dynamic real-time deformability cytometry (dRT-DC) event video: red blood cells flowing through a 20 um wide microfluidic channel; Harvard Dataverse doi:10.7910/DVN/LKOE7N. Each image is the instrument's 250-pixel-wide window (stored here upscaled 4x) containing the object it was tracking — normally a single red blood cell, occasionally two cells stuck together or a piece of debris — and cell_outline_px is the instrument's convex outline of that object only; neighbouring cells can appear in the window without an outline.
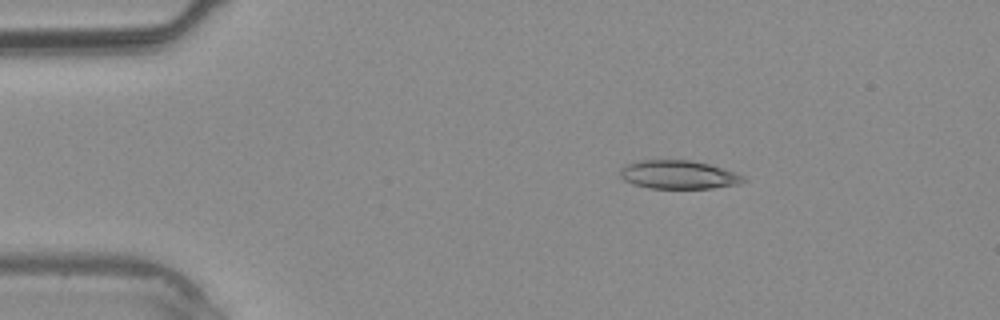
{"species": "common noctule bat (a hibernating species)", "species_latin": "Nyctalus noctula", "temperature_condition": "warm", "stored_images_in_passage": 33, "camera_frame_rate_fps": 3000, "um_per_image_px": 0.085, "animal": {"sex": "male", "body_mass_g": 20.4}, "frame": {"image": 1, "passage_image": 1, "time_ms": 0.0, "image_size_px": [1000, 320], "cell_outline_px": [[748, 180], [740, 184], [712, 188], [648, 188], [632, 184], [624, 180], [620, 176], [620, 168], [624, 164], [640, 160], [692, 160], [708, 164], [744, 176]], "centroid_in_image_um": [57.63, 14.85], "position_along_channel_um": 27.4, "area_um2": 20.52}}
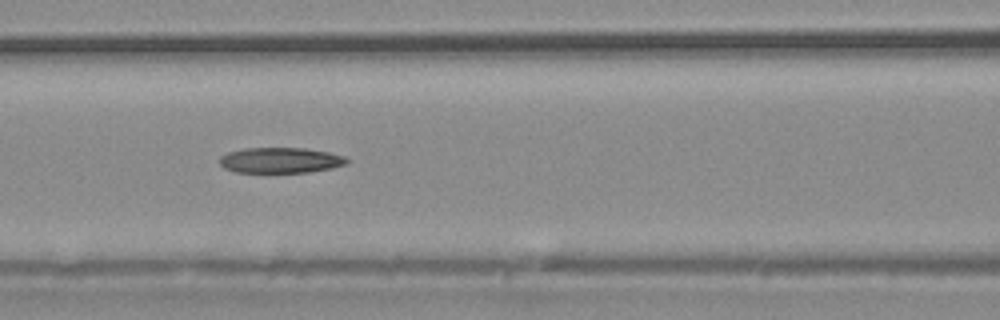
{"frame": {"image": 2, "passage_image": 11, "time_ms": 3.333, "image_size_px": [1000, 320], "cell_outline_px": [[352, 160], [348, 164], [332, 168], [308, 172], [236, 172], [224, 168], [220, 164], [220, 156], [228, 152], [244, 148], [304, 148], [328, 152], [344, 156]], "centroid_in_image_um": [23.87, 13.62], "position_along_channel_um": 142.7, "area_um2": 19.02}}
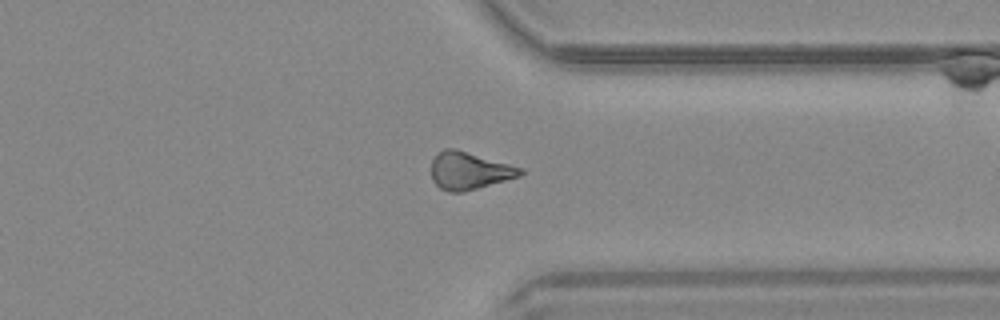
{"frame": {"image": 3, "passage_image": 24, "time_ms": 7.667, "image_size_px": [1000, 320], "cell_outline_px": [[524, 172], [520, 176], [464, 192], [448, 192], [440, 188], [432, 180], [432, 160], [444, 148], [456, 148], [524, 168]], "centroid_in_image_um": [39.9, 14.51], "position_along_channel_um": 371.5, "area_um2": 19.48}}